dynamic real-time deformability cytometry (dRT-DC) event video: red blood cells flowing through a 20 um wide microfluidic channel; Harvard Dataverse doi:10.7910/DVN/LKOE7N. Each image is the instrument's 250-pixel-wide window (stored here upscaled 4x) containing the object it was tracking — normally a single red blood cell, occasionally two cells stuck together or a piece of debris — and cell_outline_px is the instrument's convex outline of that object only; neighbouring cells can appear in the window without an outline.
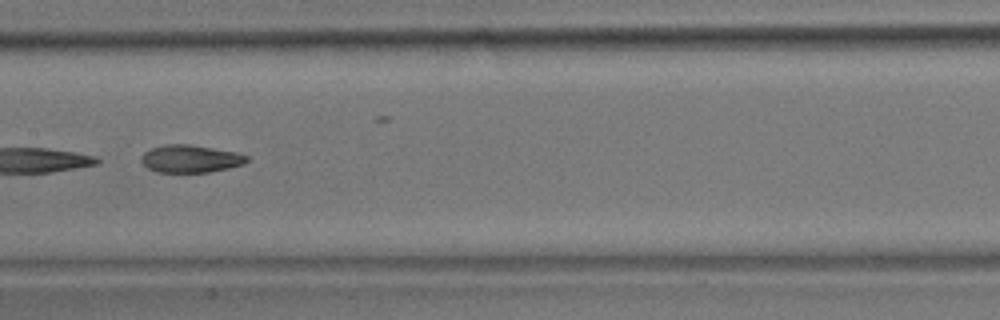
{"species": "common noctule bat (a hibernating species)", "species_latin": "Nyctalus noctula", "temperature_condition": "room temperature", "stored_images_in_passage": 9, "camera_frame_rate_fps": 3000, "um_per_image_px": 0.085, "animal": {"sex": "male", "body_mass_g": 17.9}, "frame": {"image": 1, "passage_image": 7, "time_ms": 7.0, "image_size_px": [1000, 320], "cell_outline_px": [[248, 160], [244, 164], [228, 168], [208, 172], [156, 172], [148, 168], [140, 160], [140, 156], [144, 152], [152, 148], [168, 144], [188, 144], [236, 152], [248, 156]], "centroid_in_image_um": [16.17, 13.5], "position_along_channel_um": 191.2, "area_um2": 16.88}}